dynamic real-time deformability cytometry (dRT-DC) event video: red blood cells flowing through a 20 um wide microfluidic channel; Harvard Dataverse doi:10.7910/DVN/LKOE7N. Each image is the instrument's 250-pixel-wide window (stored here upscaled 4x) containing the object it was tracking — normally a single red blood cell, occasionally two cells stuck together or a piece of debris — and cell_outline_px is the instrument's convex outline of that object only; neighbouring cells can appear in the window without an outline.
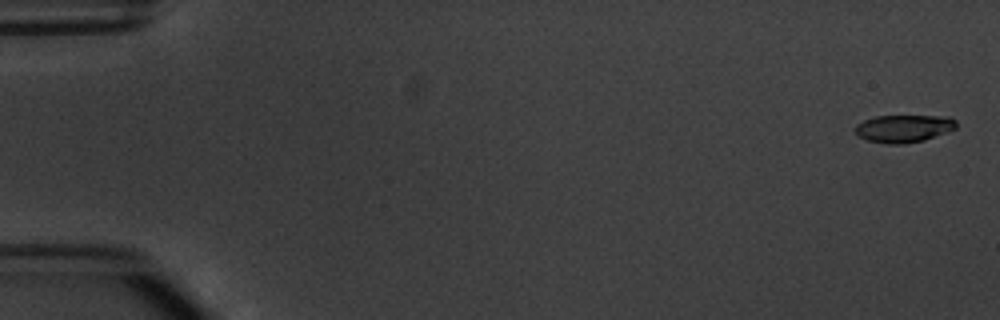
{"species": "common noctule bat (a hibernating species)", "species_latin": "Nyctalus noctula", "temperature_condition": "warm", "stored_images_in_passage": 6, "segment_of_instrument_passage": [1, 2], "camera_frame_rate_fps": 3000, "um_per_image_px": 0.085, "animal": {"sex": "male", "body_mass_g": 20.1, "forearm_length_mm": 53.5}, "frame": {"image": 1, "passage_image": 1, "time_ms": 0.0, "image_size_px": [1000, 320], "cell_outline_px": [[956, 128], [924, 140], [904, 144], [888, 144], [868, 140], [860, 136], [856, 132], [856, 124], [864, 120], [876, 116], [948, 116], [956, 120]], "centroid_in_image_um": [76.83, 10.91], "position_along_channel_um": 8.2, "area_um2": 16.07}}
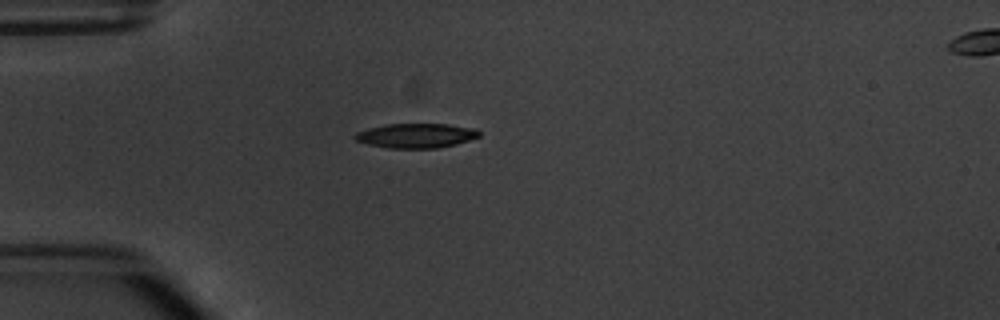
{"frame": {"image": 2, "passage_image": 5, "time_ms": 4.667, "image_size_px": [1000, 320], "cell_outline_px": [[480, 136], [456, 144], [436, 148], [388, 148], [368, 144], [356, 140], [352, 136], [356, 132], [368, 128], [388, 124], [448, 124], [476, 128], [480, 132]], "centroid_in_image_um": [35.36, 11.52], "position_along_channel_um": 49.6, "area_um2": 17.74}}